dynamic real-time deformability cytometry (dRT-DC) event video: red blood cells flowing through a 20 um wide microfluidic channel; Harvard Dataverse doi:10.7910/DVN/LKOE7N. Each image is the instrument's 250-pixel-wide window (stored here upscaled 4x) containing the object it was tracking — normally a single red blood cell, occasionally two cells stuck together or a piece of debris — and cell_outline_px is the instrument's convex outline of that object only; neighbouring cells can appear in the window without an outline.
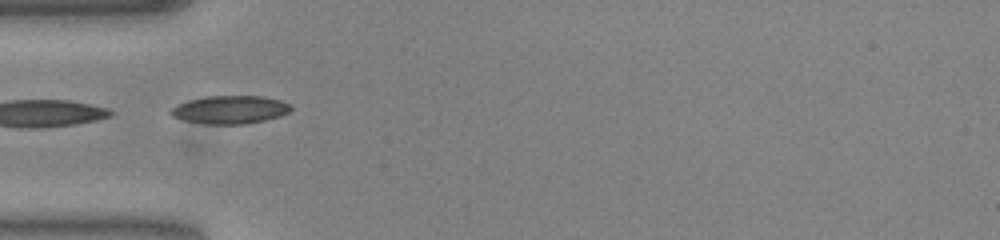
{"species": "common noctule bat (a hibernating species)", "species_latin": "Nyctalus noctula", "temperature_condition": "warm", "stored_images_in_passage": 14, "camera_frame_rate_fps": 3000, "um_per_image_px": 0.085, "animal": {"sex": "female", "body_mass_g": 23.0, "forearm_length_mm": 53.4}, "frame": {"image": 1, "passage_image": 1, "time_ms": 0.0, "image_size_px": [1000, 240], "cell_outline_px": [[292, 108], [288, 112], [280, 116], [264, 120], [244, 124], [204, 124], [184, 120], [172, 116], [168, 112], [176, 104], [188, 100], [208, 96], [264, 96], [280, 100], [288, 104]], "centroid_in_image_um": [19.52, 9.32], "position_along_channel_um": 65.5, "area_um2": 19.65}}